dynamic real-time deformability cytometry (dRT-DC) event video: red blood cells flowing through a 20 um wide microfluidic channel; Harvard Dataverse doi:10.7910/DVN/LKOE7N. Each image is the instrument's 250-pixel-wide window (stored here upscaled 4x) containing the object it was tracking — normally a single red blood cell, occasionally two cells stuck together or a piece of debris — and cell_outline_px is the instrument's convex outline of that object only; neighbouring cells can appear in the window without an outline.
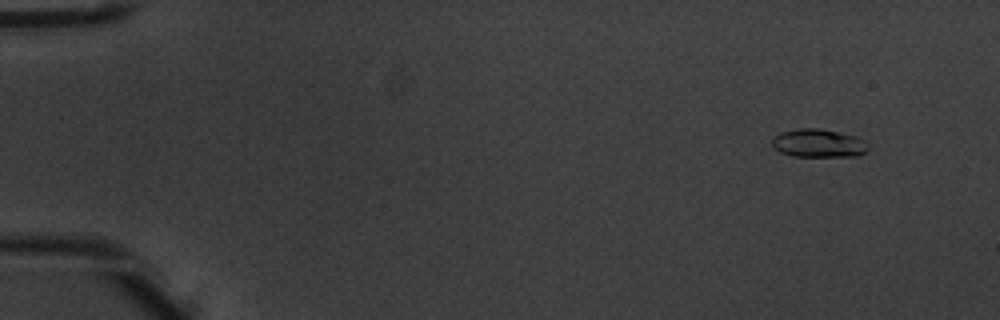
{"species": "common noctule bat (a hibernating species)", "species_latin": "Nyctalus noctula", "temperature_condition": "warm", "stored_images_in_passage": 6, "segment_of_instrument_passage": [2, 2], "camera_frame_rate_fps": 3000, "um_per_image_px": 0.085, "animal": {"sex": "male", "body_mass_g": 20.1, "forearm_length_mm": 53.5}, "frame": {"image": 1, "passage_image": 6, "time_ms": 1.667, "image_size_px": [1000, 320], "cell_outline_px": [[868, 148], [860, 156], [792, 156], [780, 152], [772, 148], [772, 140], [780, 132], [796, 128], [820, 128], [856, 136], [864, 140], [868, 144]], "centroid_in_image_um": [69.56, 12.17], "position_along_channel_um": 15.4, "area_um2": 15.95}}